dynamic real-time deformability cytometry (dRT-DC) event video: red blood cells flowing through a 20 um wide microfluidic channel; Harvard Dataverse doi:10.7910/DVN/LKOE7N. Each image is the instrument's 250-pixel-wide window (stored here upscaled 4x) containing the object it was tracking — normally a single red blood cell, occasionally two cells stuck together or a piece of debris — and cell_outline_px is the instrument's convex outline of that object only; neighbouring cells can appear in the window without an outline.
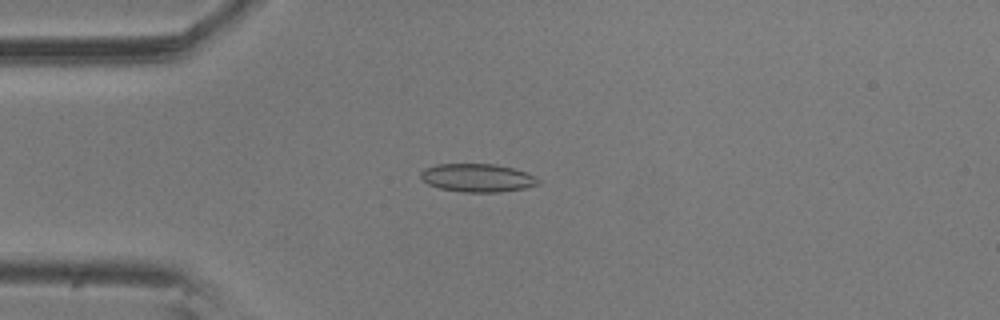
{"species": "common noctule bat (a hibernating species)", "species_latin": "Nyctalus noctula", "temperature_condition": "room temperature", "stored_images_in_passage": 55, "camera_frame_rate_fps": 3000, "um_per_image_px": 0.085, "animal": {"sex": "male", "body_mass_g": 20.5, "forearm_length_mm": 52.5}, "frame": {"image": 1, "passage_image": 13, "time_ms": 4.0, "image_size_px": [1000, 320], "cell_outline_px": [[540, 184], [524, 188], [500, 192], [464, 192], [440, 188], [428, 184], [420, 176], [420, 172], [424, 168], [436, 164], [496, 164], [512, 168], [536, 176], [540, 180]], "centroid_in_image_um": [40.58, 15.11], "position_along_channel_um": 44.4, "area_um2": 19.31}}
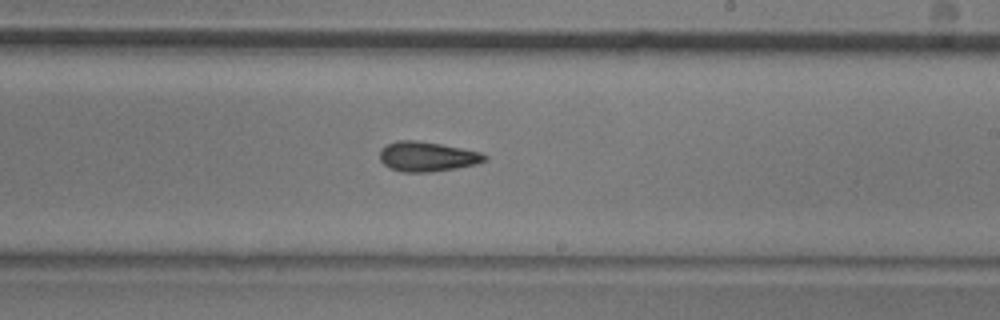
{"frame": {"image": 2, "passage_image": 32, "time_ms": 10.333, "image_size_px": [1000, 320], "cell_outline_px": [[488, 160], [476, 164], [456, 168], [428, 172], [400, 172], [388, 168], [380, 160], [380, 148], [396, 140], [416, 140], [440, 144], [480, 152], [488, 156]], "centroid_in_image_um": [36.28, 13.31], "position_along_channel_um": 252.7, "area_um2": 18.26}}
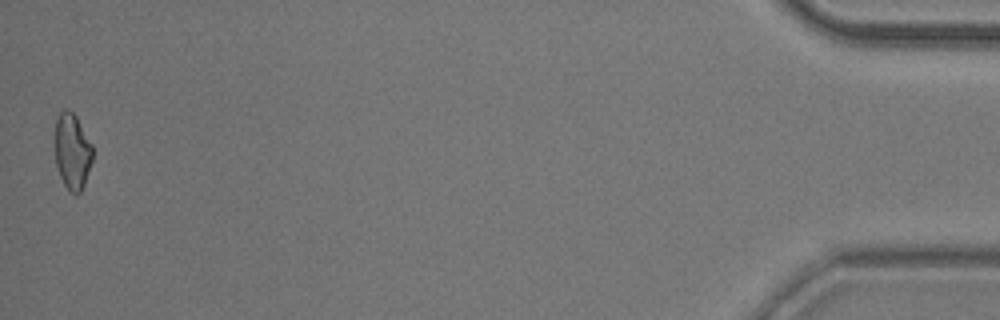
{"frame": {"image": 3, "passage_image": 55, "time_ms": 18.0, "image_size_px": [1000, 320], "cell_outline_px": [[92, 160], [84, 184], [80, 192], [76, 196], [64, 184], [60, 176], [56, 164], [56, 116], [64, 108], [68, 108], [76, 116], [92, 144]], "centroid_in_image_um": [6.15, 12.84], "position_along_channel_um": 429.1, "area_um2": 16.47}, "authors_computed_cell_mechanics": {"area_um2": 17.7446, "velocity_mm_per_s": 3.539, "shape_relaxation_time_tau1_ms": null, "shape_relaxation_time_tau2_ms": 5.0487, "deformation_change_tau1": null, "deformation_change_tau2": 0.1261}}